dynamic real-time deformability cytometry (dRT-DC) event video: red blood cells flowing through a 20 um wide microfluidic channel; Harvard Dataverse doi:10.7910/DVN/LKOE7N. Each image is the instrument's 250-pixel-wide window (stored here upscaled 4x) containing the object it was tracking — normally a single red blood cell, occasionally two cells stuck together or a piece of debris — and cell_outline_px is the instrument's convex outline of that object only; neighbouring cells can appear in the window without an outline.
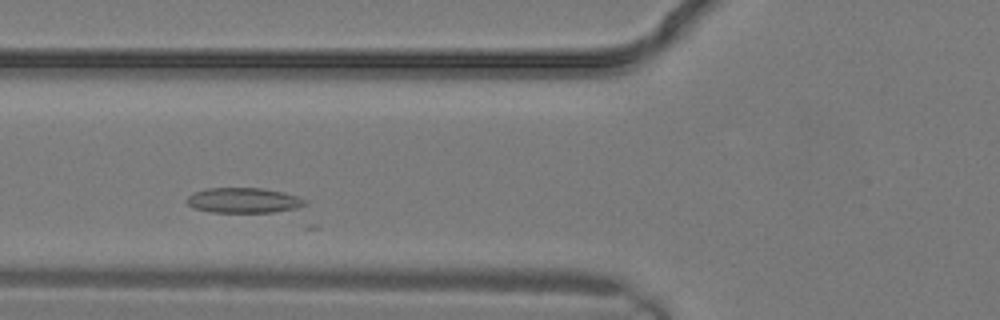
{"species": "common noctule bat (a hibernating species)", "species_latin": "Nyctalus noctula", "temperature_condition": "warm", "stored_images_in_passage": 6, "camera_frame_rate_fps": 3000, "um_per_image_px": 0.085, "animal": {"sex": "male", "body_mass_g": 19.2, "forearm_length_mm": 51.8}, "frame": {"image": 1, "passage_image": 3, "time_ms": 0.667, "image_size_px": [1000, 320], "cell_outline_px": [[308, 204], [296, 208], [272, 212], [212, 212], [192, 208], [188, 204], [188, 196], [196, 192], [208, 188], [260, 188], [280, 192], [296, 196], [304, 200]], "centroid_in_image_um": [20.68, 17.04], "position_along_channel_um": 105.1, "area_um2": 16.99}}
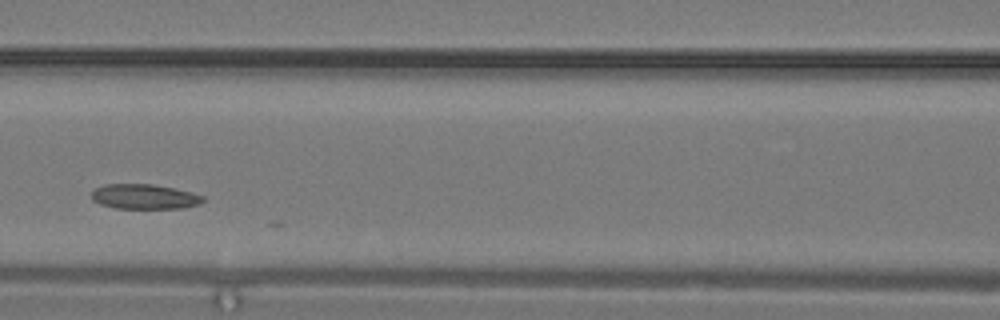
{"frame": {"image": 2, "passage_image": 5, "time_ms": 1.333, "image_size_px": [1000, 320], "cell_outline_px": [[204, 200], [200, 204], [184, 208], [116, 208], [100, 204], [92, 200], [92, 192], [96, 188], [104, 184], [152, 184], [192, 192], [204, 196]], "centroid_in_image_um": [12.28, 16.71], "position_along_channel_um": 154.3, "area_um2": 16.13}}